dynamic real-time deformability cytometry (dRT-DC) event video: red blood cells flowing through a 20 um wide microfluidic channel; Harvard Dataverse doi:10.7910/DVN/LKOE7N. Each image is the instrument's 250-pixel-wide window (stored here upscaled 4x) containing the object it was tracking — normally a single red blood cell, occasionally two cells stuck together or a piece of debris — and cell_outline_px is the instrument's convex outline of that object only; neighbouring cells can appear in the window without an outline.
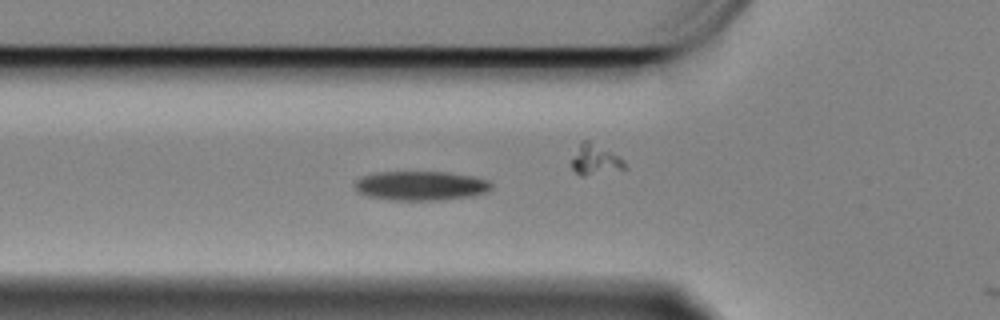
{"species": "Egyptian fruit bat (a non-hibernating species)", "species_latin": "Rousettus aegyptiacus", "temperature_condition": "cold", "stored_images_in_passage": 4, "camera_frame_rate_fps": 3000, "um_per_image_px": 0.085, "animal": {"sex": "female"}, "frame": {"image": 1, "passage_image": 3, "time_ms": 0.667, "image_size_px": [1000, 320], "cell_outline_px": [[492, 188], [488, 192], [472, 196], [436, 200], [388, 200], [368, 196], [356, 192], [352, 184], [356, 180], [364, 176], [376, 172], [448, 172], [472, 176], [488, 180], [492, 184]], "centroid_in_image_um": [35.74, 15.79], "position_along_channel_um": 90.1, "area_um2": 23.52}}